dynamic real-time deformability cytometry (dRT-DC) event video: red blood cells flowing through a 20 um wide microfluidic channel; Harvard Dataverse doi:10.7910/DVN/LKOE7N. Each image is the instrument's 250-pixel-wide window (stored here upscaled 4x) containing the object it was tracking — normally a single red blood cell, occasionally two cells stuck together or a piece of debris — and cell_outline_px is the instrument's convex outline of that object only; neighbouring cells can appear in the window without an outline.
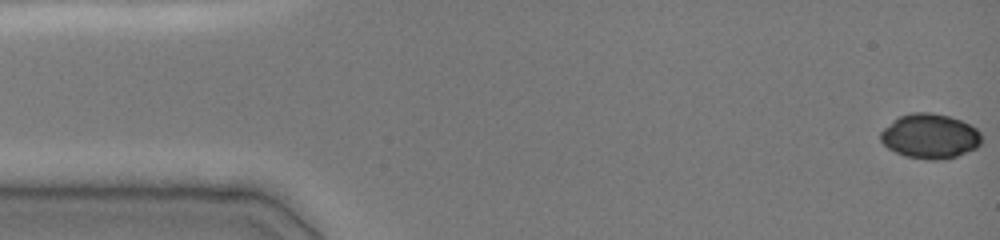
{"species": "common noctule bat (a hibernating species)", "species_latin": "Nyctalus noctula", "temperature_condition": "cold", "stored_images_in_passage": 22, "camera_frame_rate_fps": 3000, "um_per_image_px": 0.085, "animal": {"sex": "female", "body_mass_g": 19.0, "forearm_length_mm": 51.5}, "frame": {"image": 1, "passage_image": 1, "time_ms": 0.0, "image_size_px": [1000, 240], "cell_outline_px": [[980, 144], [976, 148], [956, 156], [944, 160], [932, 160], [904, 156], [888, 148], [880, 140], [880, 132], [884, 128], [900, 116], [912, 112], [928, 112], [948, 116], [960, 120], [976, 128], [980, 132]], "centroid_in_image_um": [79.04, 11.58], "position_along_channel_um": 6.0, "area_um2": 26.13}}
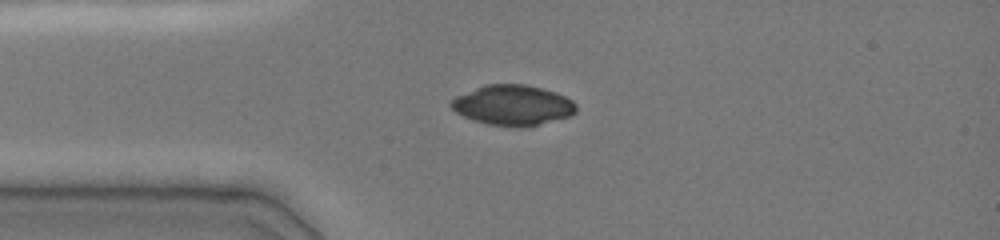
{"frame": {"image": 2, "passage_image": 12, "time_ms": 3.667, "image_size_px": [1000, 240], "cell_outline_px": [[576, 112], [572, 116], [528, 128], [516, 128], [488, 124], [472, 120], [456, 112], [448, 104], [456, 96], [476, 88], [488, 84], [524, 84], [556, 92], [572, 100], [576, 104]], "centroid_in_image_um": [43.62, 8.97], "position_along_channel_um": 41.4, "area_um2": 29.65}}
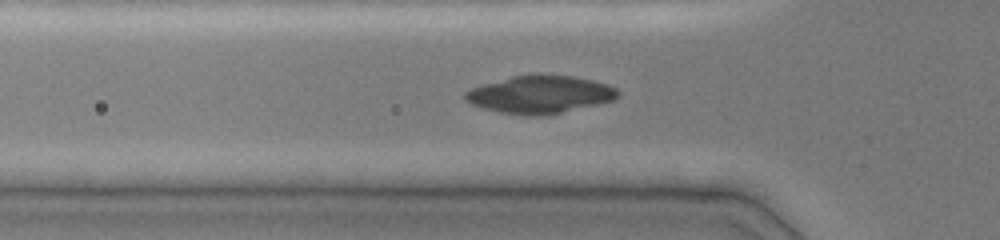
{"frame": {"image": 3, "passage_image": 15, "time_ms": 5.0, "image_size_px": [1000, 240], "cell_outline_px": [[620, 96], [616, 100], [548, 116], [520, 116], [500, 112], [484, 108], [472, 104], [464, 100], [464, 92], [472, 88], [484, 84], [512, 76], [532, 72], [536, 72], [572, 76], [592, 80], [608, 84], [616, 88], [620, 92]], "centroid_in_image_um": [45.94, 8.02], "position_along_channel_um": 79.9, "area_um2": 34.45}}